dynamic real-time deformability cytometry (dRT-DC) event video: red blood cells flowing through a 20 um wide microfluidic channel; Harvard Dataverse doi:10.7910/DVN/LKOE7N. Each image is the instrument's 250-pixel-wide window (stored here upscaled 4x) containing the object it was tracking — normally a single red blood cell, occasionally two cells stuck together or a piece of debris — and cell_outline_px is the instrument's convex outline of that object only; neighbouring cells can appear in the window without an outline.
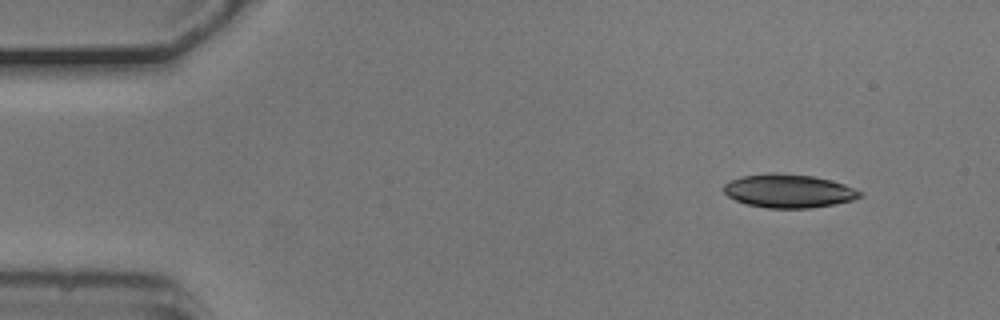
{"species": "common noctule bat (a hibernating species)", "species_latin": "Nyctalus noctula", "temperature_condition": "cold", "stored_images_in_passage": 5, "segment_of_instrument_passage": [2, 2], "camera_frame_rate_fps": 3000, "um_per_image_px": 0.085, "animal": {"sex": "male", "body_mass_g": 20.5, "forearm_length_mm": 52.5}, "frame": {"image": 1, "passage_image": 5, "time_ms": 1.333, "image_size_px": [1000, 320], "cell_outline_px": [[864, 196], [852, 200], [832, 204], [808, 208], [768, 208], [748, 204], [736, 200], [728, 196], [724, 192], [724, 184], [728, 180], [744, 176], [768, 172], [776, 172], [812, 176], [832, 180], [844, 184], [864, 192]], "centroid_in_image_um": [67.05, 16.22], "position_along_channel_um": 18.0, "area_um2": 26.65}}